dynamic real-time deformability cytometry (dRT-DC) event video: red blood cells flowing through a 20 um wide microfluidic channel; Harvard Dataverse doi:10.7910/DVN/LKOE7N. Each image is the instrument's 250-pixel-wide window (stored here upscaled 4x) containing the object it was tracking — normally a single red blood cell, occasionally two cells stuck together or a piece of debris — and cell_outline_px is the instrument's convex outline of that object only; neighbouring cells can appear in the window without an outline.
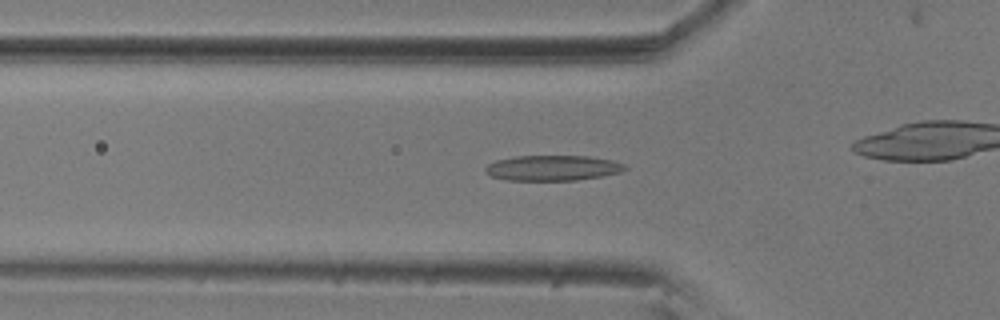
{"species": "common noctule bat (a hibernating species)", "species_latin": "Nyctalus noctula", "temperature_condition": "room temperature", "stored_images_in_passage": 56, "camera_frame_rate_fps": 3000, "um_per_image_px": 0.085, "animal": {"sex": "male", "body_mass_g": 20.5, "forearm_length_mm": 52.5}, "frame": {"image": 1, "passage_image": 17, "time_ms": 5.333, "image_size_px": [1000, 320], "cell_outline_px": [[628, 168], [620, 172], [600, 176], [576, 180], [504, 180], [492, 176], [484, 172], [484, 168], [488, 164], [496, 160], [516, 156], [588, 156], [612, 160], [624, 164]], "centroid_in_image_um": [46.94, 14.27], "position_along_channel_um": 78.9, "area_um2": 20.58}}
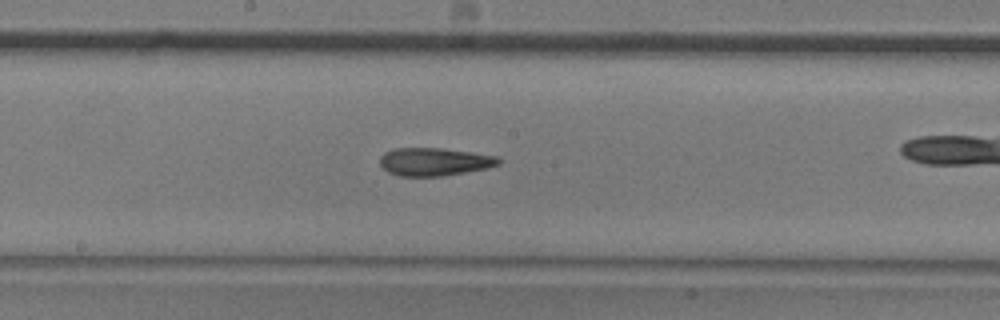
{"frame": {"image": 2, "passage_image": 28, "time_ms": 9.0, "image_size_px": [1000, 320], "cell_outline_px": [[500, 164], [488, 168], [444, 176], [400, 176], [388, 172], [380, 164], [380, 156], [384, 152], [392, 148], [440, 148], [472, 152], [500, 156]], "centroid_in_image_um": [36.94, 13.74], "position_along_channel_um": 211.3, "area_um2": 19.54}}
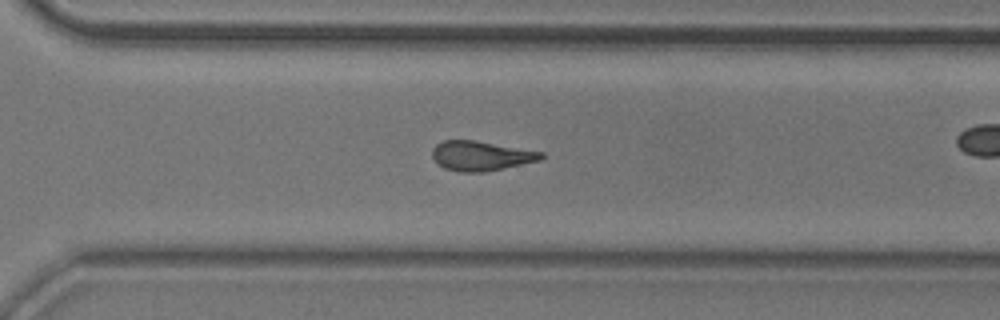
{"frame": {"image": 3, "passage_image": 38, "time_ms": 12.333, "image_size_px": [1000, 320], "cell_outline_px": [[544, 156], [540, 160], [484, 172], [460, 172], [444, 168], [436, 164], [432, 156], [432, 148], [436, 144], [444, 140], [476, 140], [544, 152]], "centroid_in_image_um": [40.84, 13.24], "position_along_channel_um": 329.8, "area_um2": 18.9}, "authors_computed_cell_mechanics": {"area_um2": 19.4208, "velocity_mm_per_s": 3.5776, "shape_relaxation_time_tau1_ms": null, "shape_relaxation_time_tau2_ms": 7.1584, "deformation_change_tau1": null, "deformation_change_tau2": 0.1851}}